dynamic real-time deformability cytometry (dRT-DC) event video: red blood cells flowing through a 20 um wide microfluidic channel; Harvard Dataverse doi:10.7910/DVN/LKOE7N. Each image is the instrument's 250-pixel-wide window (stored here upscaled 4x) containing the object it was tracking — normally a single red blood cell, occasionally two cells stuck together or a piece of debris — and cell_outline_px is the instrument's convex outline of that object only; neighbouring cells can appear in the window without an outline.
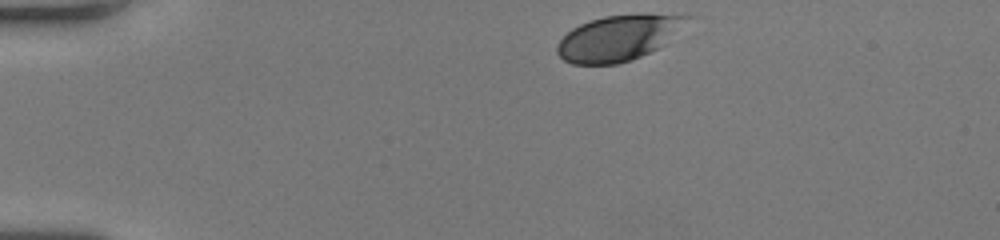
{"species": "human", "species_latin": "Homo sapiens", "temperature_condition": "room temperature", "stored_images_in_passage": 35, "camera_frame_rate_fps": 3000, "um_per_image_px": 0.085, "donor": {"sex": "female"}, "frame": {"image": 1, "passage_image": 1, "time_ms": 0.0, "image_size_px": [1000, 240], "cell_outline_px": [[700, 16], [664, 44], [632, 60], [616, 64], [572, 64], [564, 60], [556, 52], [556, 44], [572, 28], [588, 20], [604, 16], [644, 12]], "centroid_in_image_um": [52.68, 3.16], "position_along_channel_um": 32.3, "area_um2": 35.43}}
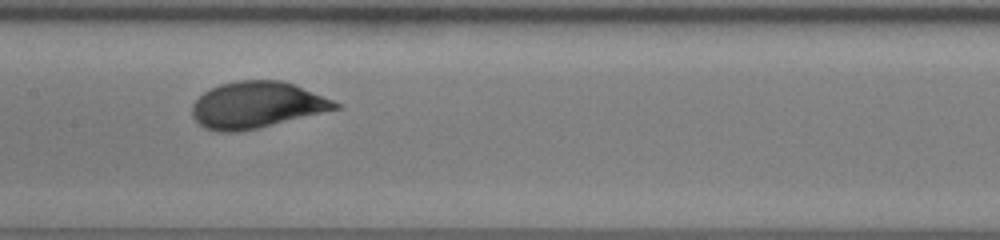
{"frame": {"image": 2, "passage_image": 18, "time_ms": 5.667, "image_size_px": [1000, 240], "cell_outline_px": [[340, 108], [256, 128], [236, 132], [220, 132], [204, 128], [192, 116], [192, 104], [204, 92], [220, 84], [236, 80], [280, 80], [292, 84], [332, 100], [340, 104]], "centroid_in_image_um": [21.76, 8.92], "position_along_channel_um": 185.6, "area_um2": 38.09}}
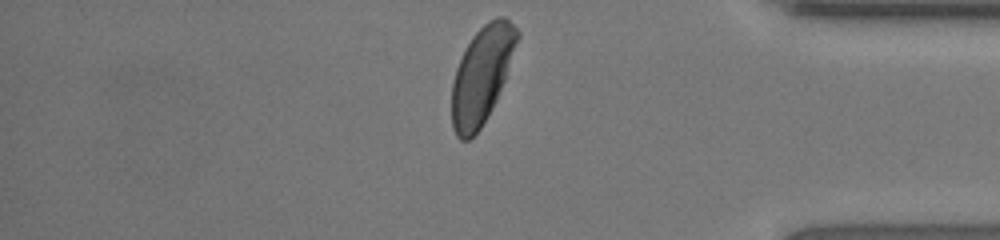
{"frame": {"image": 3, "passage_image": 35, "time_ms": 11.333, "image_size_px": [1000, 240], "cell_outline_px": [[520, 36], [504, 80], [496, 100], [492, 108], [480, 128], [468, 140], [460, 140], [456, 136], [452, 128], [452, 84], [456, 68], [472, 36], [488, 20], [496, 16], [504, 16], [520, 32]], "centroid_in_image_um": [40.95, 6.36], "position_along_channel_um": 394.2, "area_um2": 36.47}, "authors_computed_cell_mechanics": {"area_um2": 38.0902, "velocity_mm_per_s": 4.0259, "shape_relaxation_time_tau1_ms": 2.4966, "shape_relaxation_time_tau2_ms": null, "deformation_change_tau1": 0.1291, "deformation_change_tau2": null}}